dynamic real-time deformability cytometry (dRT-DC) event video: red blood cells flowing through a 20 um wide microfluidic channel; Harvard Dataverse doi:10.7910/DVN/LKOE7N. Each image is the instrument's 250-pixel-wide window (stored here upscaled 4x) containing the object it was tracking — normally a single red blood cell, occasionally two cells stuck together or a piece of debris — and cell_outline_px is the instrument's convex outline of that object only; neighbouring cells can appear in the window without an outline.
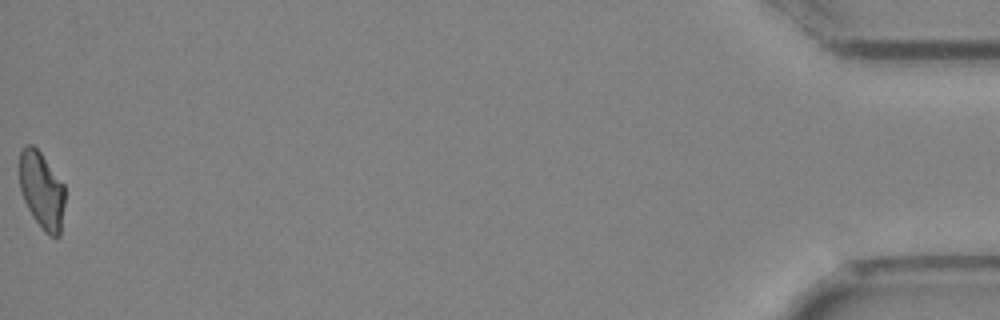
{"species": "Egyptian fruit bat (a non-hibernating species)", "species_latin": "Rousettus aegyptiacus", "temperature_condition": "cold", "stored_images_in_passage": 46, "camera_frame_rate_fps": 3000, "um_per_image_px": 0.085, "animal": {"sex": "female"}, "frame": {"image": 1, "passage_image": 46, "time_ms": 15.0, "image_size_px": [1000, 320], "cell_outline_px": [[64, 204], [60, 236], [48, 236], [44, 232], [32, 216], [24, 200], [20, 188], [20, 152], [28, 144], [32, 144], [40, 152], [64, 184]], "centroid_in_image_um": [3.55, 16.21], "position_along_channel_um": 431.6, "area_um2": 20.23}}